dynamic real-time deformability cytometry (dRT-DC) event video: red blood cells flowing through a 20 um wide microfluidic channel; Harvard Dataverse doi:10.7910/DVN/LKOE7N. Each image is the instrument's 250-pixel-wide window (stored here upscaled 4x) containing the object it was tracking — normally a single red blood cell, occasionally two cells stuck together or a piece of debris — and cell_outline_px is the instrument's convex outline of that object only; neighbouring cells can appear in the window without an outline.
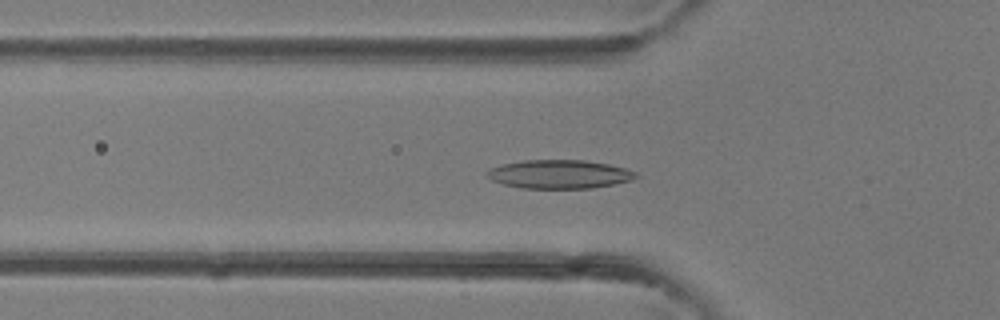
{"species": "common noctule bat (a hibernating species)", "species_latin": "Nyctalus noctula", "temperature_condition": "room temperature", "stored_images_in_passage": 40, "camera_frame_rate_fps": 3000, "um_per_image_px": 0.085, "animal": {"sex": "female"}, "frame": {"image": 1, "passage_image": 13, "time_ms": 4.0, "image_size_px": [1000, 320], "cell_outline_px": [[640, 176], [632, 180], [616, 184], [592, 188], [520, 188], [504, 184], [492, 180], [484, 176], [484, 172], [492, 168], [504, 164], [524, 160], [584, 160], [608, 164], [624, 168], [636, 172]], "centroid_in_image_um": [47.55, 14.81], "position_along_channel_um": 78.2, "area_um2": 24.91}}
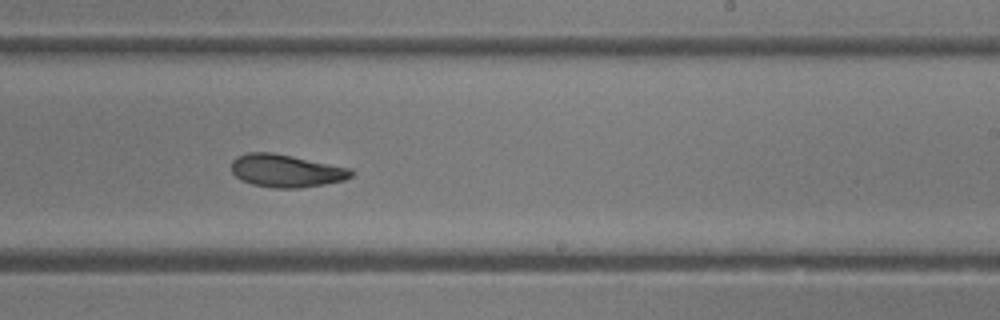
{"frame": {"image": 2, "passage_image": 24, "time_ms": 7.667, "image_size_px": [1000, 320], "cell_outline_px": [[352, 176], [344, 180], [324, 184], [300, 188], [272, 188], [252, 184], [240, 180], [232, 172], [232, 160], [236, 156], [248, 152], [272, 152], [352, 168]], "centroid_in_image_um": [24.3, 14.51], "position_along_channel_um": 264.7, "area_um2": 22.95}}
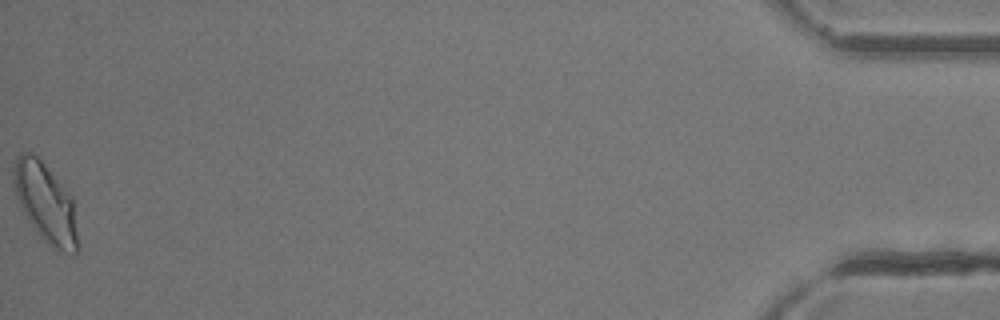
{"frame": {"image": 3, "passage_image": 40, "time_ms": 13.0, "image_size_px": [1000, 320], "cell_outline_px": [[80, 248], [72, 256], [52, 248], [36, 232], [24, 212], [16, 196], [12, 184], [12, 168], [16, 156], [20, 152], [32, 152], [44, 164], [72, 196]], "centroid_in_image_um": [3.88, 17.27], "position_along_channel_um": 431.3, "area_um2": 30.0}}